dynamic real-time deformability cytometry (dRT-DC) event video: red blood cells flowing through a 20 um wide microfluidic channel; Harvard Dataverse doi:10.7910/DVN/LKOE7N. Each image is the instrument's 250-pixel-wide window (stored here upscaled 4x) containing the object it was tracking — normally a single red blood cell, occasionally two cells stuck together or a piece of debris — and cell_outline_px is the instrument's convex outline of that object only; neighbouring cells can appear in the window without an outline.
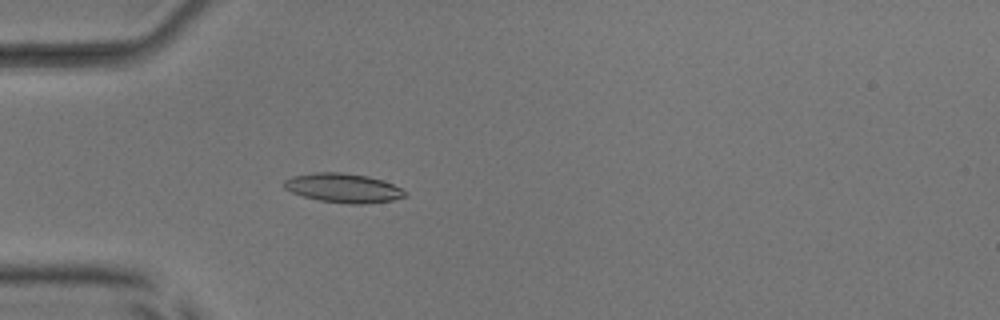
{"species": "common noctule bat (a hibernating species)", "species_latin": "Nyctalus noctula", "temperature_condition": "room temperature", "stored_images_in_passage": 40, "camera_frame_rate_fps": 3000, "um_per_image_px": 0.085, "animal": {"sex": "male", "body_mass_g": 17.9, "forearm_length_mm": 54.2}, "frame": {"image": 1, "passage_image": 4, "time_ms": 1.0, "image_size_px": [1000, 320], "cell_outline_px": [[408, 196], [392, 200], [364, 204], [348, 204], [320, 200], [304, 196], [292, 192], [284, 188], [284, 180], [292, 176], [316, 172], [340, 172], [368, 176], [392, 184], [408, 192]], "centroid_in_image_um": [29.19, 15.98], "position_along_channel_um": 55.8, "area_um2": 20.46}}
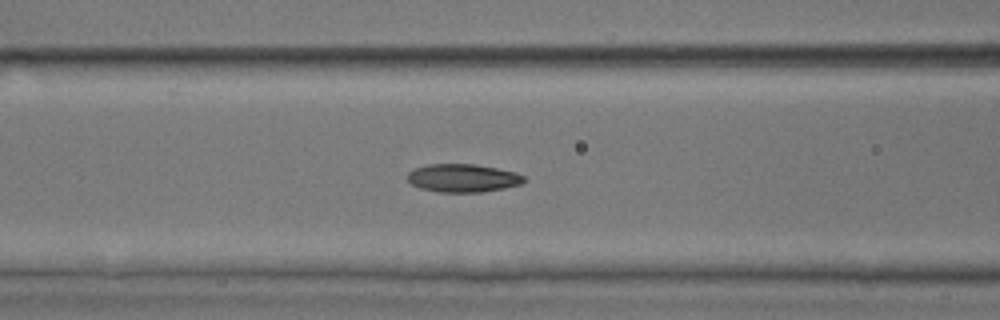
{"frame": {"image": 2, "passage_image": 10, "time_ms": 3.0, "image_size_px": [1000, 320], "cell_outline_px": [[524, 180], [520, 184], [504, 188], [480, 192], [436, 192], [420, 188], [412, 184], [408, 180], [408, 172], [416, 168], [428, 164], [476, 164], [516, 172], [524, 176]], "centroid_in_image_um": [39.33, 15.13], "position_along_channel_um": 127.3, "area_um2": 19.02}}
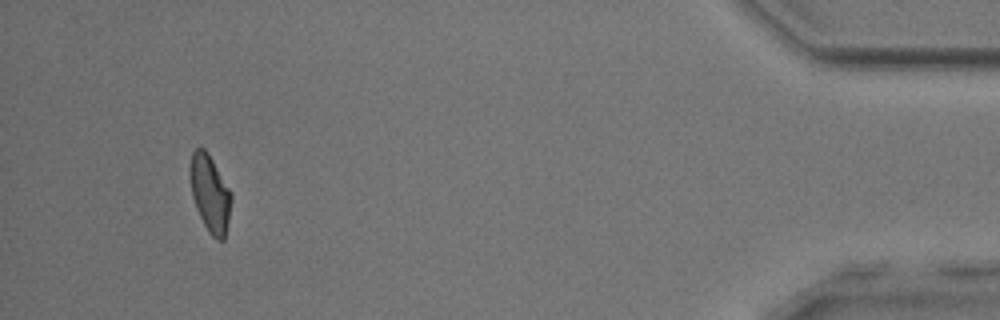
{"frame": {"image": 3, "passage_image": 37, "time_ms": 12.0, "image_size_px": [1000, 320], "cell_outline_px": [[232, 200], [224, 240], [216, 240], [208, 232], [196, 208], [192, 196], [188, 176], [188, 168], [192, 152], [196, 148], [204, 148], [208, 152], [232, 192]], "centroid_in_image_um": [17.83, 16.41], "position_along_channel_um": 417.4, "area_um2": 18.84}, "authors_computed_cell_mechanics": {"area_um2": 18.8428, "velocity_mm_per_s": 3.9844, "shape_relaxation_time_tau1_ms": 3.4628, "shape_relaxation_time_tau2_ms": 2.834, "deformation_change_tau1": 0.116, "deformation_change_tau2": 0.0889}}